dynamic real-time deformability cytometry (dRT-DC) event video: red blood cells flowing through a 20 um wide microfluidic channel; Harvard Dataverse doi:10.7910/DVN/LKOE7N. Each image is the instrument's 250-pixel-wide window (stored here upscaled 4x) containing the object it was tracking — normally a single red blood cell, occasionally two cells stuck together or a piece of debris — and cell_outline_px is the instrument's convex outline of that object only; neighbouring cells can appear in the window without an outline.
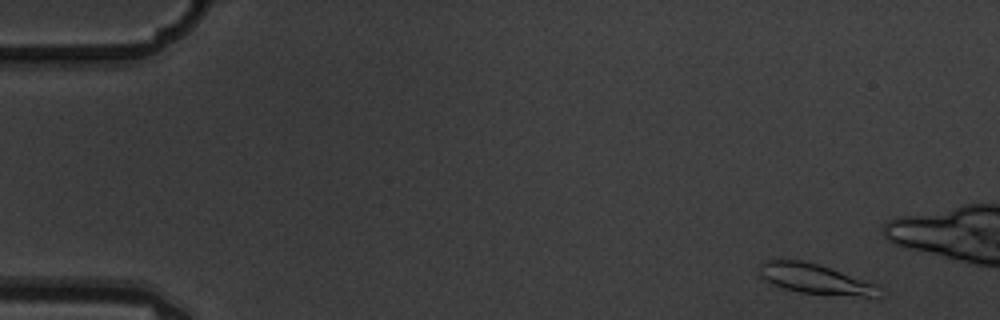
{"species": "common noctule bat (a hibernating species)", "species_latin": "Nyctalus noctula", "temperature_condition": "warm", "stored_images_in_passage": 4, "camera_frame_rate_fps": 3000, "um_per_image_px": 0.085, "animal": {"sex": "male", "body_mass_g": 19.5, "forearm_length_mm": 54.6}, "frame": {"image": 1, "passage_image": 1, "time_ms": 0.0, "image_size_px": [1000, 320], "cell_outline_px": [[880, 296], [864, 296], [800, 292], [784, 288], [760, 276], [756, 264], [764, 260], [800, 260], [816, 264], [876, 284]], "centroid_in_image_um": [69.19, 23.68], "position_along_channel_um": 15.8, "area_um2": 20.17}}